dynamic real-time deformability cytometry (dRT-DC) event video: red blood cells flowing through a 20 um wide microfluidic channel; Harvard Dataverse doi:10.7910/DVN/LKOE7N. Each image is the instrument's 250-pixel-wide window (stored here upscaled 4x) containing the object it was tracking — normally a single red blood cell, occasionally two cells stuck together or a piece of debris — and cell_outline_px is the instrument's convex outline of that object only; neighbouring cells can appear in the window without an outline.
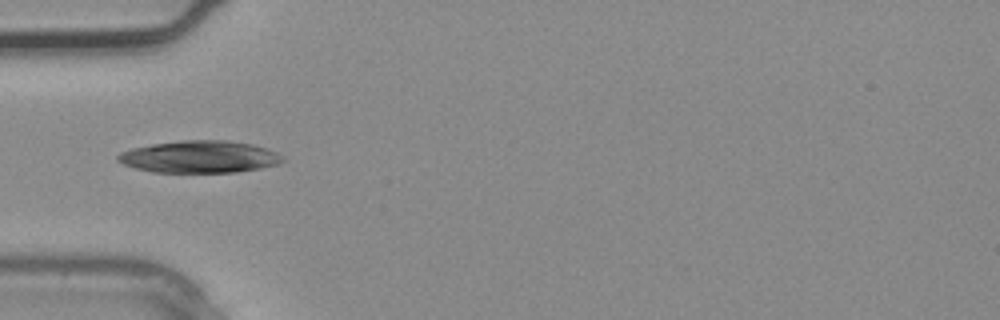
{"species": "common noctule bat (a hibernating species)", "species_latin": "Nyctalus noctula", "temperature_condition": "warm", "stored_images_in_passage": 3, "camera_frame_rate_fps": 3000, "um_per_image_px": 0.085, "animal": {"sex": "male", "body_mass_g": 20.4}, "frame": {"image": 1, "passage_image": 3, "time_ms": 0.667, "image_size_px": [1000, 320], "cell_outline_px": [[288, 160], [276, 164], [260, 168], [236, 172], [152, 172], [136, 168], [124, 164], [116, 160], [116, 156], [120, 152], [132, 148], [152, 144], [184, 140], [228, 140], [252, 144], [268, 148], [284, 156]], "centroid_in_image_um": [16.99, 13.32], "position_along_channel_um": 68.0, "area_um2": 30.98}}